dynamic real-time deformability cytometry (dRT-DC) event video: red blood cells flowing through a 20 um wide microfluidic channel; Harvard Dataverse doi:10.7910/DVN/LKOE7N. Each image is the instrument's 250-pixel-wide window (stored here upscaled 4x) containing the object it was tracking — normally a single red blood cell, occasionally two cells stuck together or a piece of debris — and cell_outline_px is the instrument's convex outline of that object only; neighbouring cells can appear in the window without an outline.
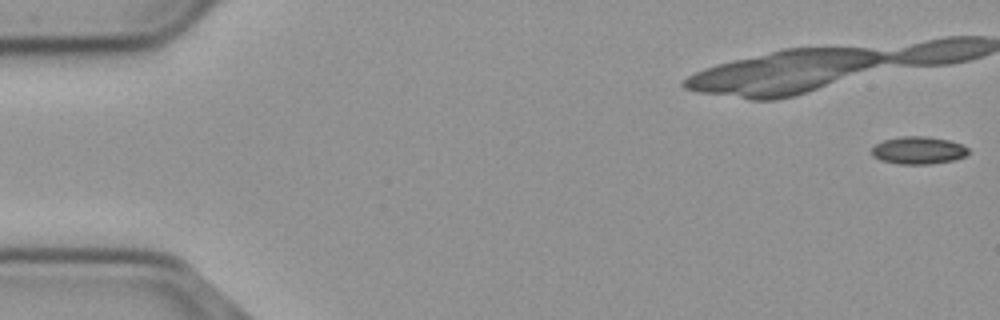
{"species": "common noctule bat (a hibernating species)", "species_latin": "Nyctalus noctula", "temperature_condition": "cold", "stored_images_in_passage": 54, "camera_frame_rate_fps": 3000, "um_per_image_px": 0.085, "animal": {"sex": "male", "body_mass_g": 23.1, "forearm_length_mm": 52.7}, "frame": {"image": 1, "passage_image": 1, "time_ms": 0.0, "image_size_px": [1000, 320], "cell_outline_px": [[968, 152], [964, 156], [952, 160], [932, 164], [896, 164], [880, 160], [872, 156], [872, 148], [876, 144], [884, 140], [900, 136], [924, 136], [948, 140], [960, 144], [968, 148]], "centroid_in_image_um": [78.02, 12.78], "position_along_channel_um": 7.0, "area_um2": 15.43}}